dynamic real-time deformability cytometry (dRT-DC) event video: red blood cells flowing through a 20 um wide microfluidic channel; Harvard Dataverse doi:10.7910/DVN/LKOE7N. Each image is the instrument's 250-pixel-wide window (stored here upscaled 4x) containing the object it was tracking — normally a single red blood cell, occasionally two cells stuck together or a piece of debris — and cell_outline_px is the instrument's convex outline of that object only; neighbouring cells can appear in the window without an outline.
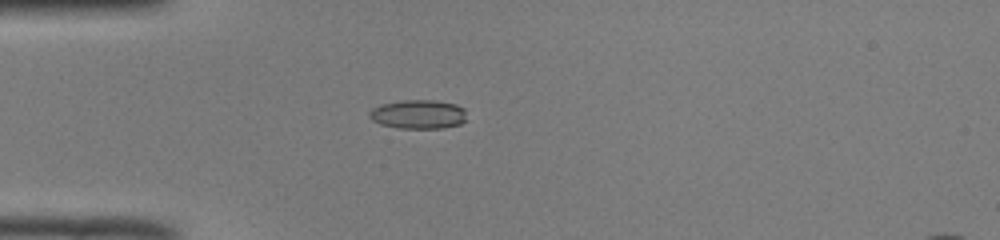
{"species": "common noctule bat (a hibernating species)", "species_latin": "Nyctalus noctula", "temperature_condition": "room temperature", "stored_images_in_passage": 38, "camera_frame_rate_fps": 3000, "um_per_image_px": 0.085, "animal": {"sex": "male", "body_mass_g": 19.0, "forearm_length_mm": 50.8}, "frame": {"image": 1, "passage_image": 1, "time_ms": 0.0, "image_size_px": [1000, 240], "cell_outline_px": [[468, 120], [460, 124], [444, 128], [396, 128], [380, 124], [372, 120], [368, 116], [368, 112], [372, 108], [380, 104], [400, 100], [432, 100], [456, 104], [464, 108]], "centroid_in_image_um": [35.55, 9.71], "position_along_channel_um": 49.4, "area_um2": 16.76}}
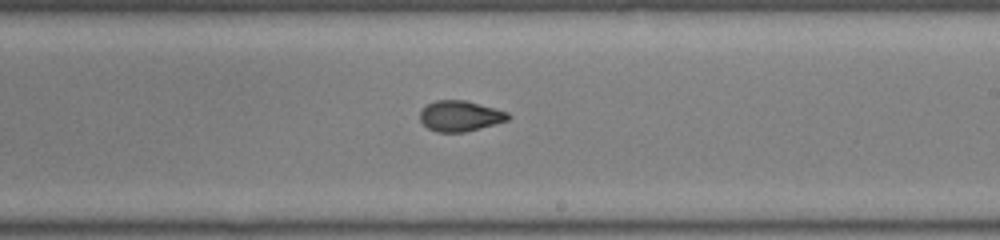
{"frame": {"image": 2, "passage_image": 17, "time_ms": 5.333, "image_size_px": [1000, 240], "cell_outline_px": [[512, 116], [508, 120], [464, 132], [436, 132], [428, 128], [420, 120], [420, 112], [428, 104], [436, 100], [464, 100], [508, 112]], "centroid_in_image_um": [39.1, 9.86], "position_along_channel_um": 249.9, "area_um2": 15.49}}
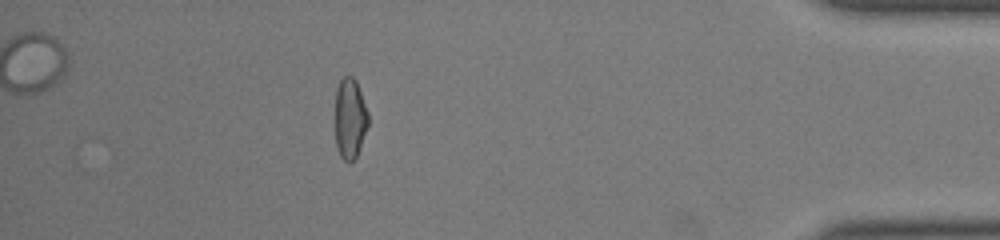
{"frame": {"image": 3, "passage_image": 32, "time_ms": 10.333, "image_size_px": [1000, 240], "cell_outline_px": [[368, 124], [356, 156], [348, 164], [340, 156], [336, 148], [336, 88], [340, 80], [344, 76], [352, 76], [356, 80], [368, 112]], "centroid_in_image_um": [29.74, 10.06], "position_along_channel_um": 405.5, "area_um2": 15.37}, "authors_computed_cell_mechanics": {"area_um2": 16.1551, "velocity_mm_per_s": 4.0146, "shape_relaxation_time_tau1_ms": null, "shape_relaxation_time_tau2_ms": 1.5517, "deformation_change_tau1": null, "deformation_change_tau2": 0.0657}}